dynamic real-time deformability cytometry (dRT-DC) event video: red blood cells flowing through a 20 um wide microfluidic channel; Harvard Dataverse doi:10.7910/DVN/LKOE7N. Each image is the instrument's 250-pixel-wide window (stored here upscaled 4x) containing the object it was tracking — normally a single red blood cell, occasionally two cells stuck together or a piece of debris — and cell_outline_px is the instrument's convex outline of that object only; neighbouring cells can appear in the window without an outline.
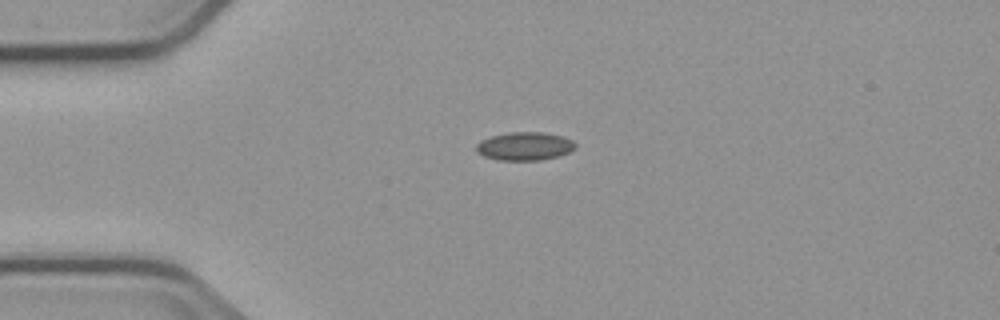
{"species": "common noctule bat (a hibernating species)", "species_latin": "Nyctalus noctula", "temperature_condition": "cold", "stored_images_in_passage": 2, "segment_of_instrument_passage": [1, 2], "camera_frame_rate_fps": 3000, "um_per_image_px": 0.085, "animal": {"sex": "male", "body_mass_g": 23.1, "forearm_length_mm": 52.7}, "frame": {"image": 1, "passage_image": 1, "time_ms": 0.0, "image_size_px": [1000, 320], "cell_outline_px": [[576, 148], [560, 156], [540, 160], [500, 160], [484, 156], [476, 152], [476, 144], [480, 140], [492, 136], [508, 132], [544, 132], [564, 136], [572, 140], [576, 144]], "centroid_in_image_um": [44.61, 12.42], "position_along_channel_um": 40.4, "area_um2": 16.47}}